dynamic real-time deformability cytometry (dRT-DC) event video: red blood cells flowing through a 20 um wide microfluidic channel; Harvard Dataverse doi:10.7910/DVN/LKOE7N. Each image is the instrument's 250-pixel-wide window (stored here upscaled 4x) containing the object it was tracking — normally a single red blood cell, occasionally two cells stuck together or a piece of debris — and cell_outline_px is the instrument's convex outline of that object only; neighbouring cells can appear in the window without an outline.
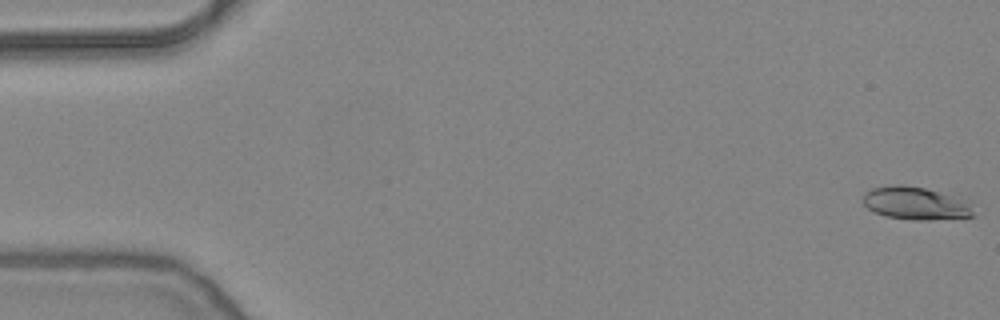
{"species": "common noctule bat (a hibernating species)", "species_latin": "Nyctalus noctula", "temperature_condition": "warm", "stored_images_in_passage": 13, "camera_frame_rate_fps": 3000, "um_per_image_px": 0.085, "animal": {"sex": "female", "body_mass_g": 24.6, "forearm_length_mm": 56.2}, "frame": {"image": 1, "passage_image": 1, "time_ms": 0.0, "image_size_px": [1000, 320], "cell_outline_px": [[976, 216], [932, 220], [912, 220], [884, 216], [872, 212], [860, 200], [864, 192], [872, 188], [896, 184], [904, 184], [924, 188], [964, 200]], "centroid_in_image_um": [77.71, 17.29], "position_along_channel_um": 7.3, "area_um2": 21.1}}